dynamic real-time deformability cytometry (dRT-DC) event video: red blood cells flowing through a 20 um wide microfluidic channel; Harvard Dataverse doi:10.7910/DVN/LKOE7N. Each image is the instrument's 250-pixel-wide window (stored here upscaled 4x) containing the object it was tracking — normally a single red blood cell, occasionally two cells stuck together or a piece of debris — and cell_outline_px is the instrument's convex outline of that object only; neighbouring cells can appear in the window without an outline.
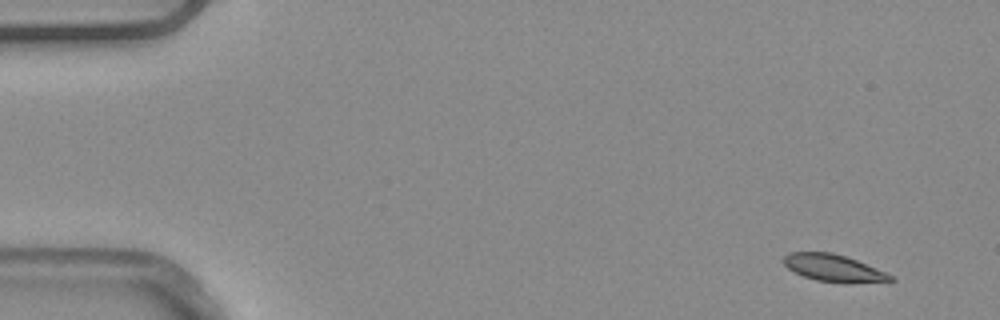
{"species": "common noctule bat (a hibernating species)", "species_latin": "Nyctalus noctula", "temperature_condition": "warm", "stored_images_in_passage": 4, "camera_frame_rate_fps": 3000, "um_per_image_px": 0.085, "animal": {"sex": "male", "body_mass_g": 20.4}, "frame": {"image": 1, "passage_image": 1, "time_ms": 0.0, "image_size_px": [1000, 320], "cell_outline_px": [[896, 280], [816, 280], [804, 276], [788, 268], [784, 264], [784, 256], [788, 252], [832, 252], [856, 260], [884, 272], [892, 276]], "centroid_in_image_um": [70.71, 22.71], "position_along_channel_um": 14.3, "area_um2": 15.55}}
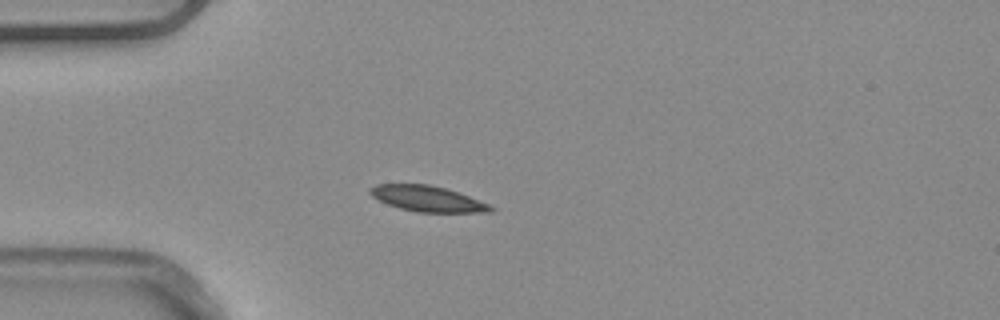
{"frame": {"image": 2, "passage_image": 4, "time_ms": 1.0, "image_size_px": [1000, 320], "cell_outline_px": [[496, 208], [492, 212], [416, 212], [400, 208], [388, 204], [372, 196], [368, 192], [368, 188], [376, 184], [428, 184], [444, 188], [468, 196], [488, 204]], "centroid_in_image_um": [36.31, 16.89], "position_along_channel_um": 48.7, "area_um2": 17.86}}